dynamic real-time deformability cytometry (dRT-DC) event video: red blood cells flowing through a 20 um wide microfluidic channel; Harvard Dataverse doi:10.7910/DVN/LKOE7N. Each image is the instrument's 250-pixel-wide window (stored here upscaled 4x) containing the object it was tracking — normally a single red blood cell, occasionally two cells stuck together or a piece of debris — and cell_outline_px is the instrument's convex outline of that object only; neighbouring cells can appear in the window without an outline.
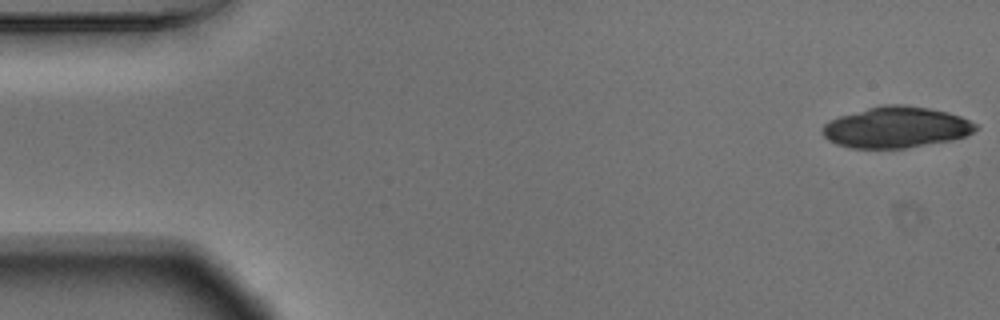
{"species": "Egyptian fruit bat (a non-hibernating species)", "species_latin": "Rousettus aegyptiacus", "temperature_condition": "warm", "stored_images_in_passage": 15, "camera_frame_rate_fps": 3000, "um_per_image_px": 0.085, "animal": {"sex": "male"}, "frame": {"image": 1, "passage_image": 1, "time_ms": 0.0, "image_size_px": [1000, 320], "cell_outline_px": [[980, 128], [964, 136], [952, 140], [904, 148], [852, 148], [836, 144], [828, 140], [820, 132], [820, 128], [824, 124], [840, 116], [868, 108], [884, 104], [904, 104], [928, 108], [948, 112], [960, 116], [976, 124]], "centroid_in_image_um": [76.16, 10.82], "position_along_channel_um": 8.8, "area_um2": 36.59}}